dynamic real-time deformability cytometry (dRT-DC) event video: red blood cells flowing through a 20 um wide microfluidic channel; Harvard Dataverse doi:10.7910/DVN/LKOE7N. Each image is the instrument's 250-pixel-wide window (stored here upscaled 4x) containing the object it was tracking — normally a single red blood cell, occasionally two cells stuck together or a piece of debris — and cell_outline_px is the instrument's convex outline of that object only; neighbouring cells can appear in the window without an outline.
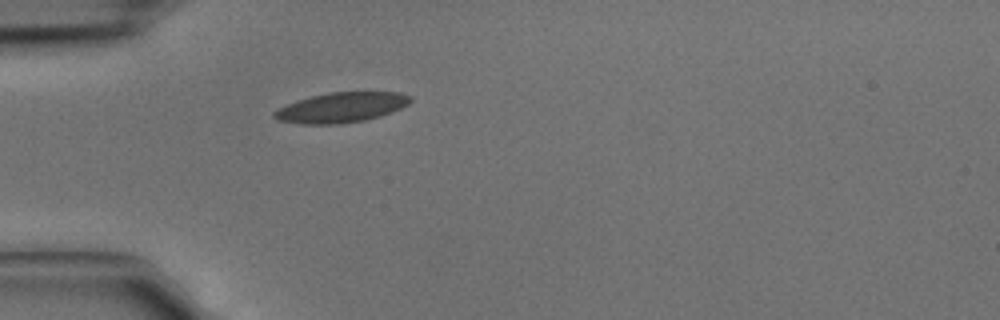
{"species": "common noctule bat (a hibernating species)", "species_latin": "Nyctalus noctula", "temperature_condition": "cold", "stored_images_in_passage": 4, "camera_frame_rate_fps": 3000, "um_per_image_px": 0.085, "animal": {"sex": "male", "body_mass_g": 15.6}, "frame": {"image": 1, "passage_image": 4, "time_ms": 1.0, "image_size_px": [1000, 320], "cell_outline_px": [[412, 100], [408, 104], [392, 112], [380, 116], [364, 120], [340, 124], [300, 124], [276, 120], [272, 116], [272, 112], [288, 104], [312, 96], [328, 92], [400, 92], [412, 96]], "centroid_in_image_um": [29.02, 9.14], "position_along_channel_um": 56.0, "area_um2": 23.81}}